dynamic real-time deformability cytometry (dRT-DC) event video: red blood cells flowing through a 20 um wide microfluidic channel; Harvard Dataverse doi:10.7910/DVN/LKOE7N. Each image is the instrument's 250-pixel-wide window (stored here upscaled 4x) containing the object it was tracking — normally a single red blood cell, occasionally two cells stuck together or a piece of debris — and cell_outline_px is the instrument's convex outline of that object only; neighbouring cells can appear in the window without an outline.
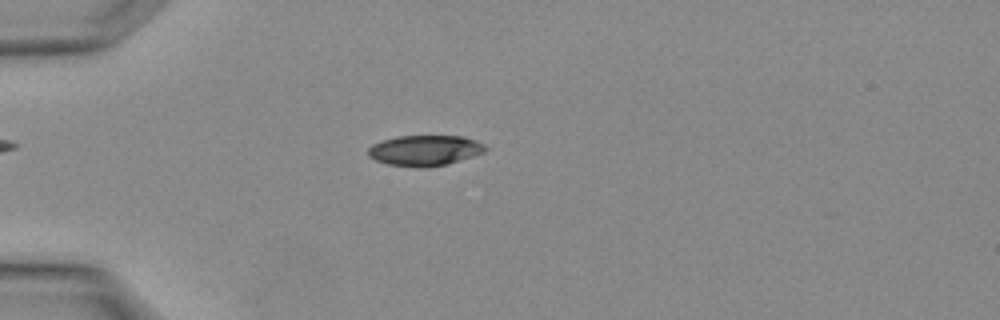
{"species": "Egyptian fruit bat (a non-hibernating species)", "species_latin": "Rousettus aegyptiacus", "temperature_condition": "warm", "stored_images_in_passage": 2, "camera_frame_rate_fps": 3000, "um_per_image_px": 0.085, "animal": {"sex": "female"}, "frame": {"image": 1, "passage_image": 2, "time_ms": 0.333, "image_size_px": [1000, 320], "cell_outline_px": [[488, 148], [484, 152], [448, 164], [388, 164], [376, 160], [368, 156], [368, 148], [372, 144], [380, 140], [396, 136], [464, 136], [476, 140], [484, 144]], "centroid_in_image_um": [36.12, 12.72], "position_along_channel_um": 48.9, "area_um2": 20.11}}